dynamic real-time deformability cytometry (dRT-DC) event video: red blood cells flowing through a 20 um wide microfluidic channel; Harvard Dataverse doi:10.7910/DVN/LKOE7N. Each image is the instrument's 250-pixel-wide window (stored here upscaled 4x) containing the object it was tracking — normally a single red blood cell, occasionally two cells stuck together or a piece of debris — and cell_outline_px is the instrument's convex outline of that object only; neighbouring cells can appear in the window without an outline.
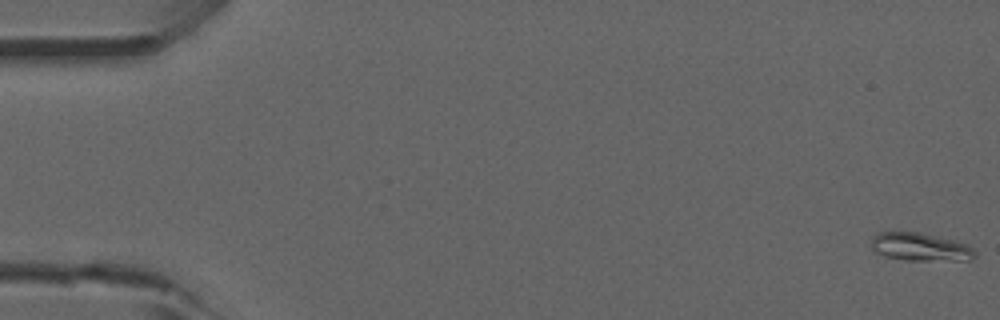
{"species": "common noctule bat (a hibernating species)", "species_latin": "Nyctalus noctula", "temperature_condition": "room temperature", "stored_images_in_passage": 53, "camera_frame_rate_fps": 3000, "um_per_image_px": 0.085, "animal": {"sex": "male", "forearm_length_mm": 52.5}, "frame": {"image": 1, "passage_image": 1, "time_ms": 0.0, "image_size_px": [1000, 320], "cell_outline_px": [[976, 256], [972, 260], [904, 260], [884, 256], [872, 252], [872, 236], [880, 232], [920, 232], [956, 240], [968, 244], [976, 252]], "centroid_in_image_um": [78.23, 20.99], "position_along_channel_um": 6.8, "area_um2": 17.22}}
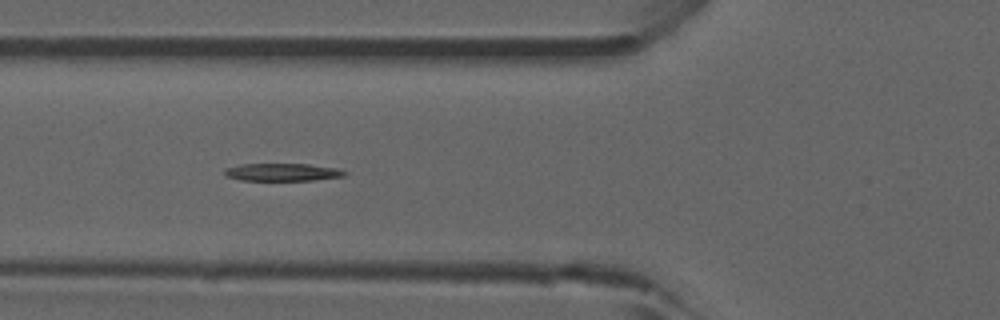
{"frame": {"image": 2, "passage_image": 20, "time_ms": 6.333, "image_size_px": [1000, 320], "cell_outline_px": [[348, 172], [344, 176], [312, 180], [240, 180], [224, 176], [224, 168], [240, 164], [308, 164], [336, 168]], "centroid_in_image_um": [23.95, 14.63], "position_along_channel_um": 101.8, "area_um2": 12.31}}
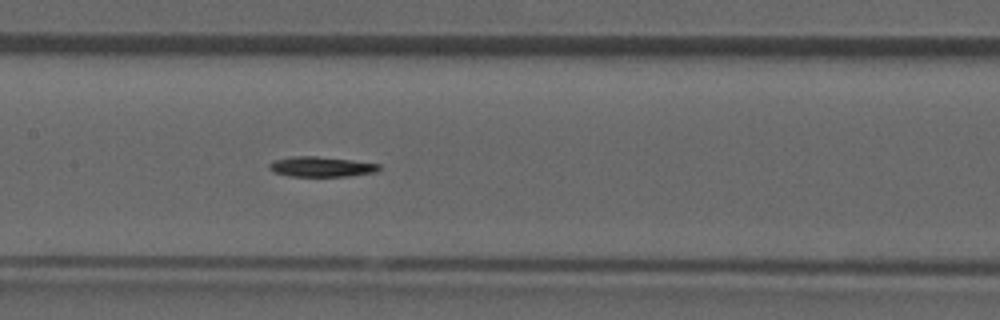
{"frame": {"image": 3, "passage_image": 26, "time_ms": 8.333, "image_size_px": [1000, 320], "cell_outline_px": [[380, 168], [376, 172], [348, 176], [288, 176], [272, 172], [268, 168], [268, 164], [272, 160], [292, 156], [316, 156], [352, 160], [380, 164]], "centroid_in_image_um": [27.24, 14.17], "position_along_channel_um": 180.2, "area_um2": 13.01}}